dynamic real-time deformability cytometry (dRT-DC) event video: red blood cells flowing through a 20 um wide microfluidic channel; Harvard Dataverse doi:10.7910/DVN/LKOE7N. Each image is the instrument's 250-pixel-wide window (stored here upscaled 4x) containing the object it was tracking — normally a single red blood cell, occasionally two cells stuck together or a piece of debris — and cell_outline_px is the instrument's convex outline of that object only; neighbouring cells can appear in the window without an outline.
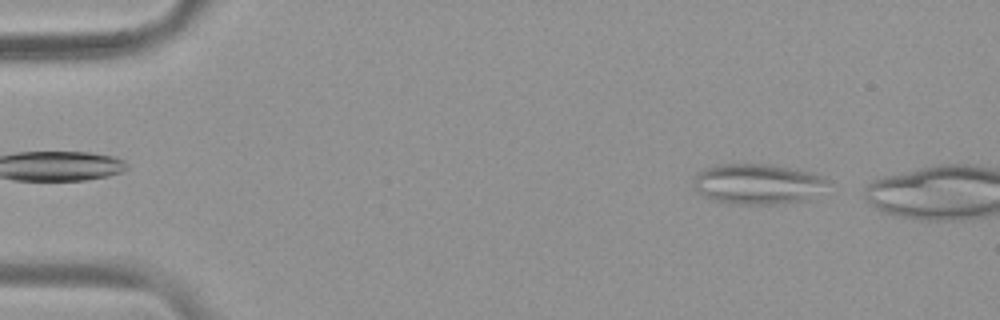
{"species": "common noctule bat (a hibernating species)", "species_latin": "Nyctalus noctula", "temperature_condition": "warm", "stored_images_in_passage": 5, "camera_frame_rate_fps": 3000, "um_per_image_px": 0.085, "animal": {"sex": "female", "body_mass_g": 19.9}, "frame": {"image": 1, "passage_image": 2, "time_ms": 0.333, "image_size_px": [1000, 320], "cell_outline_px": [[828, 180], [808, 200], [780, 204], [728, 204], [712, 200], [704, 196], [692, 184], [692, 180], [696, 172], [720, 164], [768, 164], [796, 168], [812, 172], [824, 176]], "centroid_in_image_um": [64.36, 15.63], "position_along_channel_um": 20.6, "area_um2": 31.67}}